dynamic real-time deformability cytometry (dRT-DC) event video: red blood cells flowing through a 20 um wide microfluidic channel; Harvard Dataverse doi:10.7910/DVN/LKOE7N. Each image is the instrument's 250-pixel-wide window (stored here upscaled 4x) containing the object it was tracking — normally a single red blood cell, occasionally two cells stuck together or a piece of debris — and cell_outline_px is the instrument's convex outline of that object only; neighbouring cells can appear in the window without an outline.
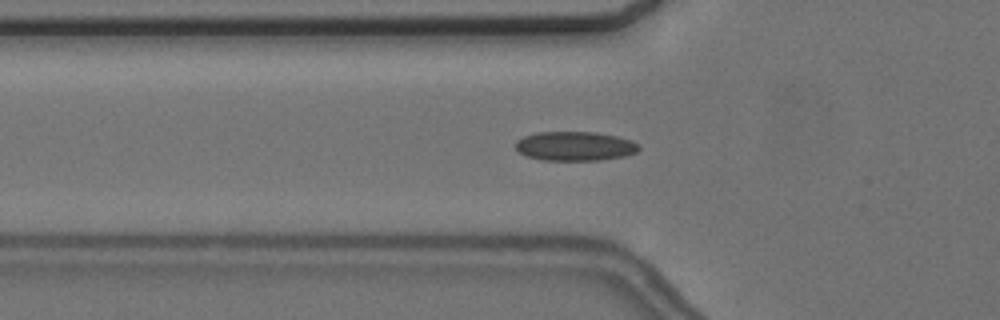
{"species": "common noctule bat (a hibernating species)", "species_latin": "Nyctalus noctula", "temperature_condition": "cold", "stored_images_in_passage": 41, "camera_frame_rate_fps": 3000, "um_per_image_px": 0.085, "animal": {"sex": "female", "body_mass_g": 24.6, "forearm_length_mm": 56.2}, "frame": {"image": 1, "passage_image": 3, "time_ms": 0.667, "image_size_px": [1000, 320], "cell_outline_px": [[640, 148], [636, 152], [624, 156], [600, 160], [540, 160], [528, 156], [520, 152], [516, 148], [516, 140], [524, 136], [536, 132], [596, 132], [616, 136], [632, 140], [640, 144]], "centroid_in_image_um": [48.89, 12.41], "position_along_channel_um": 76.9, "area_um2": 21.04}}
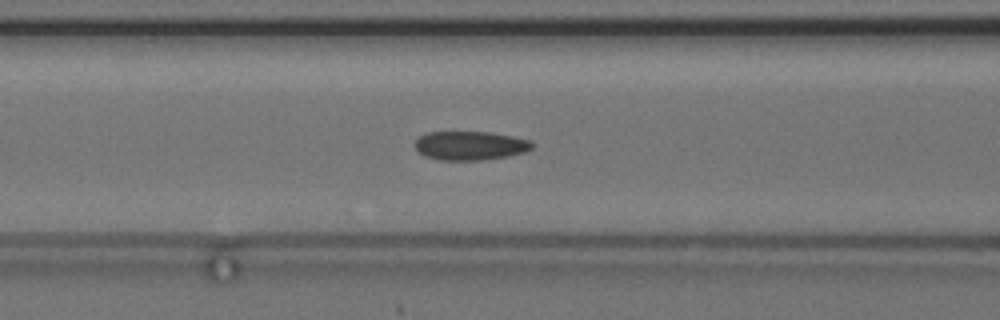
{"frame": {"image": 2, "passage_image": 7, "time_ms": 2.0, "image_size_px": [1000, 320], "cell_outline_px": [[536, 144], [532, 148], [524, 152], [508, 156], [480, 160], [440, 160], [424, 156], [416, 148], [416, 140], [420, 136], [428, 132], [488, 132], [512, 136], [532, 140]], "centroid_in_image_um": [40.01, 12.37], "position_along_channel_um": 126.6, "area_um2": 19.71}}
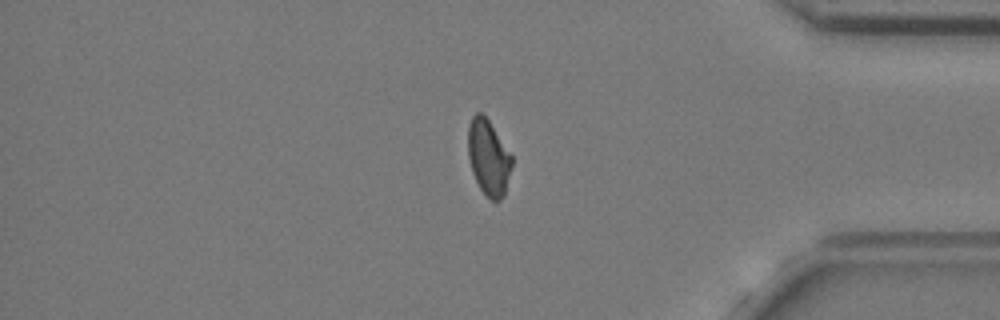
{"frame": {"image": 3, "passage_image": 31, "time_ms": 10.0, "image_size_px": [1000, 320], "cell_outline_px": [[512, 168], [504, 196], [500, 200], [492, 200], [480, 188], [472, 172], [468, 156], [468, 124], [472, 116], [476, 112], [480, 112], [488, 120], [512, 156]], "centroid_in_image_um": [41.51, 13.39], "position_along_channel_um": 393.7, "area_um2": 19.13}, "authors_computed_cell_mechanics": {"area_um2": 19.941, "velocity_mm_per_s": 3.6549, "shape_relaxation_time_tau1_ms": 10.5534, "shape_relaxation_time_tau2_ms": 1.5175, "deformation_change_tau1": 0.1554, "deformation_change_tau2": 0.0692}}